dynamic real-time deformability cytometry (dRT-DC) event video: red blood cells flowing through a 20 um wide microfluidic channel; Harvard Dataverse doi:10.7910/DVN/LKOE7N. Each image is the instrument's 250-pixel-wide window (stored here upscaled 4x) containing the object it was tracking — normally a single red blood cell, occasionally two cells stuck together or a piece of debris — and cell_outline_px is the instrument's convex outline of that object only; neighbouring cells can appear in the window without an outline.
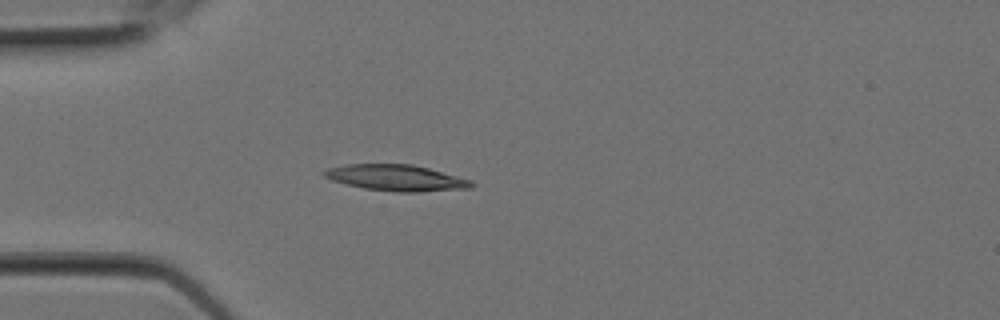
{"species": "Egyptian fruit bat (a non-hibernating species)", "species_latin": "Rousettus aegyptiacus", "temperature_condition": "room temperature", "stored_images_in_passage": 9, "camera_frame_rate_fps": 3000, "um_per_image_px": 0.085, "animal": {"sex": "female"}, "frame": {"image": 1, "passage_image": 6, "time_ms": 1.667, "image_size_px": [1000, 320], "cell_outline_px": [[476, 184], [472, 188], [420, 192], [396, 192], [364, 188], [332, 180], [324, 176], [320, 172], [328, 168], [348, 164], [412, 164], [428, 168], [472, 180]], "centroid_in_image_um": [33.71, 15.12], "position_along_channel_um": 51.3, "area_um2": 22.43}}
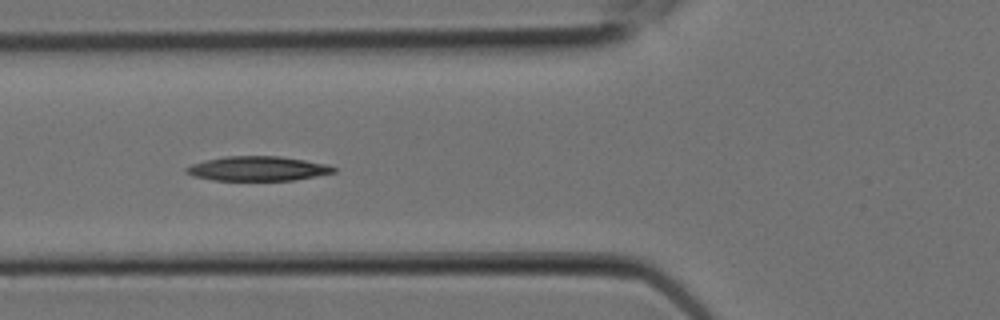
{"frame": {"image": 2, "passage_image": 8, "time_ms": 2.333, "image_size_px": [1000, 320], "cell_outline_px": [[336, 172], [316, 176], [292, 180], [212, 180], [192, 176], [184, 172], [184, 168], [192, 164], [204, 160], [224, 156], [280, 156], [328, 164], [336, 168]], "centroid_in_image_um": [21.87, 14.32], "position_along_channel_um": 103.9, "area_um2": 21.15}}
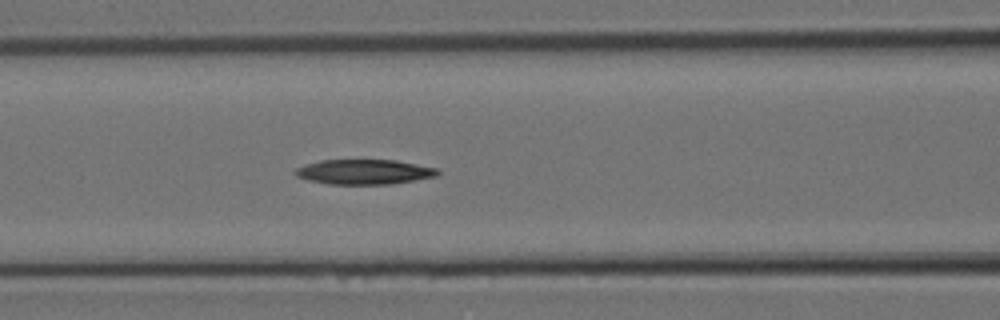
{"frame": {"image": 3, "passage_image": 9, "time_ms": 2.667, "image_size_px": [1000, 320], "cell_outline_px": [[440, 172], [436, 176], [416, 180], [392, 184], [328, 184], [308, 180], [296, 176], [292, 172], [296, 168], [320, 160], [396, 160], [436, 168]], "centroid_in_image_um": [30.94, 14.61], "position_along_channel_um": 135.7, "area_um2": 20.63}}